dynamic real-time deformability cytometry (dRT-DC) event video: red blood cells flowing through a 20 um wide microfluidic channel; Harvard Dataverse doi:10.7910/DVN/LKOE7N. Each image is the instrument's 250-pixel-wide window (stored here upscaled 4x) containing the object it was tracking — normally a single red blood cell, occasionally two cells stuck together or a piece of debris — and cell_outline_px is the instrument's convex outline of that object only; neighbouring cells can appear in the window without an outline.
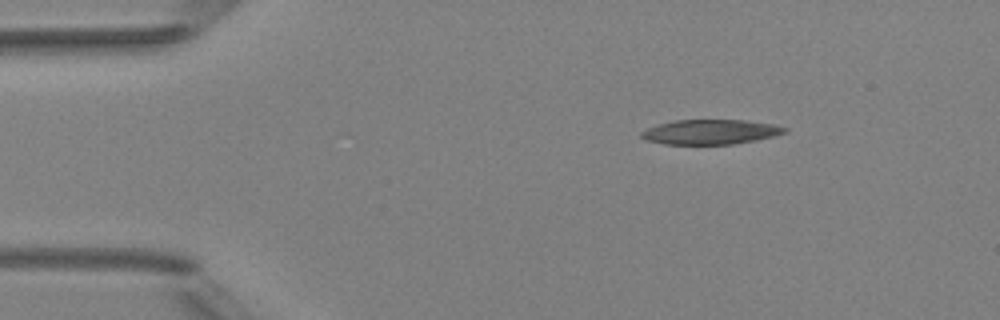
{"species": "Egyptian fruit bat (a non-hibernating species)", "species_latin": "Rousettus aegyptiacus", "temperature_condition": "room temperature", "stored_images_in_passage": 3, "camera_frame_rate_fps": 3000, "um_per_image_px": 0.085, "animal": {"sex": "female"}, "frame": {"image": 1, "passage_image": 1, "time_ms": 0.0, "image_size_px": [1000, 320], "cell_outline_px": [[788, 132], [776, 136], [756, 140], [732, 144], [664, 144], [644, 140], [640, 136], [640, 132], [648, 128], [660, 124], [676, 120], [744, 120], [772, 124], [788, 128]], "centroid_in_image_um": [60.41, 11.22], "position_along_channel_um": 24.6, "area_um2": 20.69}}
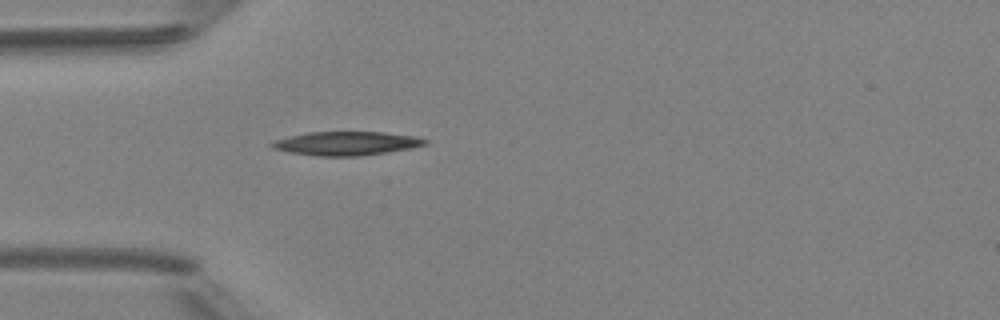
{"frame": {"image": 2, "passage_image": 3, "time_ms": 2.333, "image_size_px": [1000, 320], "cell_outline_px": [[428, 144], [412, 148], [388, 152], [360, 156], [320, 156], [288, 152], [272, 148], [268, 144], [276, 140], [308, 132], [384, 132], [416, 136], [428, 140]], "centroid_in_image_um": [29.49, 12.19], "position_along_channel_um": 55.5, "area_um2": 21.21}}